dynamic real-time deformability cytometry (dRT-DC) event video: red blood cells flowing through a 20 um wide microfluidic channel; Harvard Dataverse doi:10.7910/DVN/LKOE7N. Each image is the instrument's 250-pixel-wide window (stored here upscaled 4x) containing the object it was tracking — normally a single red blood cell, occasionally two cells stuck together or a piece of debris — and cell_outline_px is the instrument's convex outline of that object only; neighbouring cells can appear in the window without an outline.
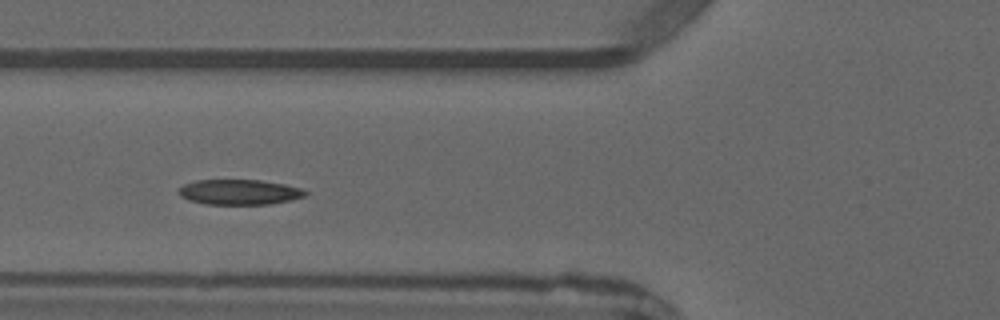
{"species": "common noctule bat (a hibernating species)", "species_latin": "Nyctalus noctula", "temperature_condition": "warm", "stored_images_in_passage": 4, "camera_frame_rate_fps": 3000, "um_per_image_px": 0.085, "animal": {"sex": "male", "forearm_length_mm": 52.5}, "frame": {"image": 1, "passage_image": 4, "time_ms": 3.667, "image_size_px": [1000, 320], "cell_outline_px": [[308, 192], [304, 196], [272, 204], [204, 204], [188, 200], [180, 196], [180, 188], [184, 184], [196, 180], [260, 180], [284, 184], [300, 188]], "centroid_in_image_um": [20.32, 16.32], "position_along_channel_um": 105.5, "area_um2": 18.44}}